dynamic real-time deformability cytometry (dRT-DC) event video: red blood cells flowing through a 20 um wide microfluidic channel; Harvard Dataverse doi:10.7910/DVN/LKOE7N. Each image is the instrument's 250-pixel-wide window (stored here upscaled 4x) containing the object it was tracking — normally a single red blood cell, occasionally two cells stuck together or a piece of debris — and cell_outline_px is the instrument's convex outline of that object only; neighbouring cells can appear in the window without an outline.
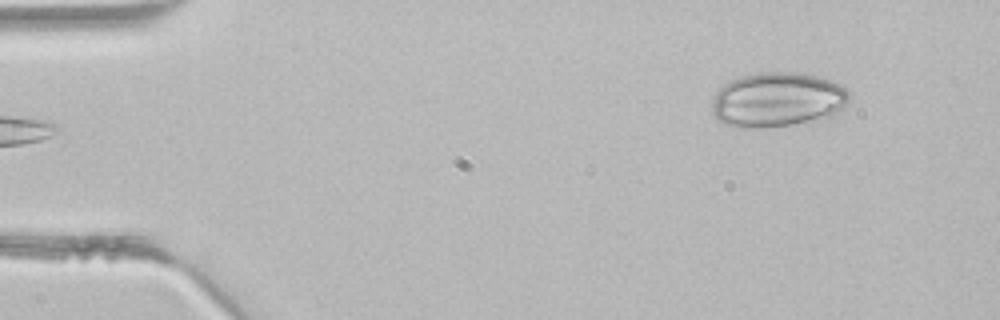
{"species": "common noctule bat (a hibernating species)", "species_latin": "Nyctalus noctula", "temperature_condition": "room temperature", "stored_images_in_passage": 4, "camera_frame_rate_fps": 3000, "um_per_image_px": 0.085, "animal": {"sex": "male", "body_mass_g": 21.5, "forearm_length_mm": 52.0}, "frame": {"image": 1, "passage_image": 4, "time_ms": 1.0, "image_size_px": [1000, 320], "cell_outline_px": [[852, 96], [844, 108], [832, 116], [792, 124], [760, 128], [740, 128], [724, 124], [712, 116], [712, 96], [724, 84], [740, 76], [764, 72], [804, 72], [824, 76], [848, 88]], "centroid_in_image_um": [66.12, 8.46], "position_along_channel_um": 18.9, "area_um2": 44.62}}